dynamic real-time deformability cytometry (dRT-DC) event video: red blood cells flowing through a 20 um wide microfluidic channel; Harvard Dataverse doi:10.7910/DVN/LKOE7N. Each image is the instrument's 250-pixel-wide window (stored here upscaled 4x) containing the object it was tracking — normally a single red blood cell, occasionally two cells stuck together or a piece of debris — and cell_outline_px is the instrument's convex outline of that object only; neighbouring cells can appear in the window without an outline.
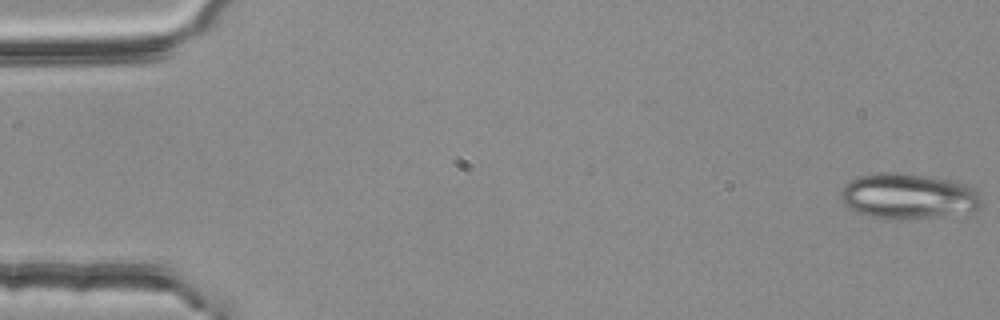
{"species": "common noctule bat (a hibernating species)", "species_latin": "Nyctalus noctula", "temperature_condition": "room temperature", "stored_images_in_passage": 55, "camera_frame_rate_fps": 3000, "um_per_image_px": 0.085, "animal": {"sex": "female", "body_mass_g": 25.1}, "frame": {"image": 1, "passage_image": 1, "time_ms": 0.0, "image_size_px": [1000, 320], "cell_outline_px": [[984, 204], [980, 208], [936, 216], [900, 220], [884, 220], [856, 212], [844, 208], [840, 200], [840, 192], [844, 184], [848, 180], [860, 176], [876, 172], [900, 172], [928, 176], [948, 180], [964, 184], [976, 188], [980, 192], [984, 200]], "centroid_in_image_um": [77.13, 16.67], "position_along_channel_um": 7.9, "area_um2": 37.97}}
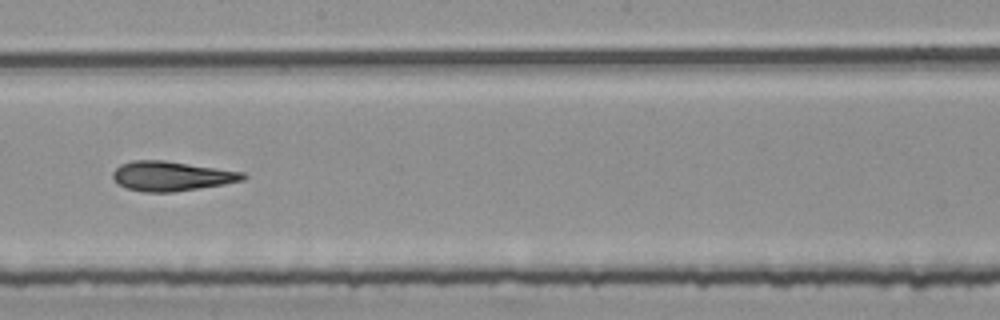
{"frame": {"image": 2, "passage_image": 31, "time_ms": 10.0, "image_size_px": [1000, 320], "cell_outline_px": [[248, 176], [244, 180], [224, 184], [172, 192], [144, 192], [128, 188], [120, 184], [112, 176], [112, 172], [120, 164], [132, 160], [164, 160], [244, 172]], "centroid_in_image_um": [14.59, 14.96], "position_along_channel_um": 233.6, "area_um2": 22.31}}
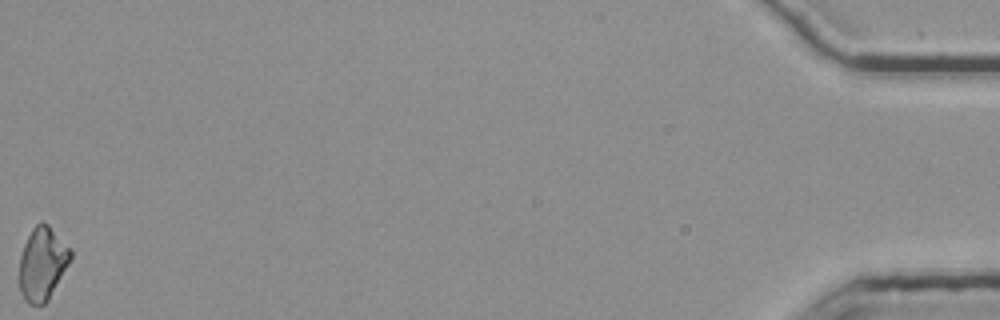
{"frame": {"image": 3, "passage_image": 55, "time_ms": 18.0, "image_size_px": [1000, 320], "cell_outline_px": [[72, 256], [68, 264], [48, 300], [44, 304], [28, 304], [24, 300], [20, 292], [20, 256], [24, 244], [32, 228], [40, 220], [48, 224], [72, 252]], "centroid_in_image_um": [3.58, 22.41], "position_along_channel_um": 431.6, "area_um2": 21.5}, "authors_computed_cell_mechanics": {"area_um2": 22.253, "velocity_mm_per_s": 3.7512, "shape_relaxation_time_tau1_ms": null, "shape_relaxation_time_tau2_ms": 4.9453, "deformation_change_tau1": null, "deformation_change_tau2": 0.163}}